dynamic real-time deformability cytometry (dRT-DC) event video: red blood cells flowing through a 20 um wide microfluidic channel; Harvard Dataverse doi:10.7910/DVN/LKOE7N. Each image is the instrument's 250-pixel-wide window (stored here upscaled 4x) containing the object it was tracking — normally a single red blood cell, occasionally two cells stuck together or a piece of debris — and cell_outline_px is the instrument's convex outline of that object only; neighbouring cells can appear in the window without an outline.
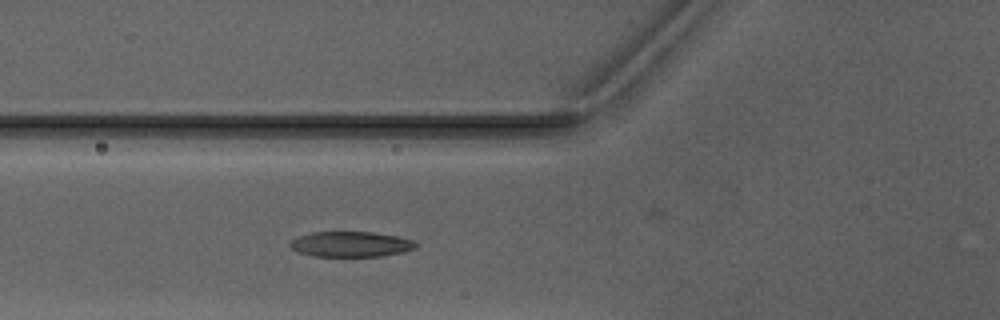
{"species": "Egyptian fruit bat (a non-hibernating species)", "species_latin": "Rousettus aegyptiacus", "temperature_condition": "warm", "stored_images_in_passage": 5, "camera_frame_rate_fps": 3000, "um_per_image_px": 0.085, "animal": {"sex": "male"}, "frame": {"image": 1, "passage_image": 5, "time_ms": 4.667, "image_size_px": [1000, 320], "cell_outline_px": [[420, 244], [416, 248], [404, 252], [380, 256], [312, 256], [296, 252], [288, 244], [296, 236], [312, 232], [372, 232], [396, 236], [416, 240]], "centroid_in_image_um": [29.83, 20.75], "position_along_channel_um": 96.0, "area_um2": 18.84}}